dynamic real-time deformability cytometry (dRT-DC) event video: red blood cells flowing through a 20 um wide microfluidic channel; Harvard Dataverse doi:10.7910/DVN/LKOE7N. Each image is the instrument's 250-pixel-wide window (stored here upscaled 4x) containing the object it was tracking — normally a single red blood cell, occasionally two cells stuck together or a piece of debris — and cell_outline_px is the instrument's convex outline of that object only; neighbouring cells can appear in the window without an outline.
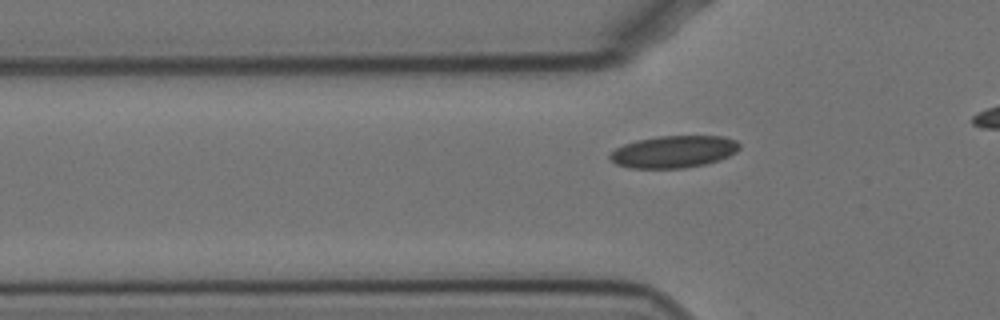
{"species": "Egyptian fruit bat (a non-hibernating species)", "species_latin": "Rousettus aegyptiacus", "temperature_condition": "cold", "stored_images_in_passage": 40, "camera_frame_rate_fps": 3000, "um_per_image_px": 0.085, "animal": {"sex": "female"}, "frame": {"image": 1, "passage_image": 11, "time_ms": 3.333, "image_size_px": [1000, 320], "cell_outline_px": [[740, 148], [736, 152], [728, 156], [704, 164], [684, 168], [628, 168], [616, 164], [608, 156], [616, 148], [624, 144], [636, 140], [660, 136], [724, 136], [736, 140], [740, 144]], "centroid_in_image_um": [57.26, 12.89], "position_along_channel_um": 68.5, "area_um2": 24.16}}
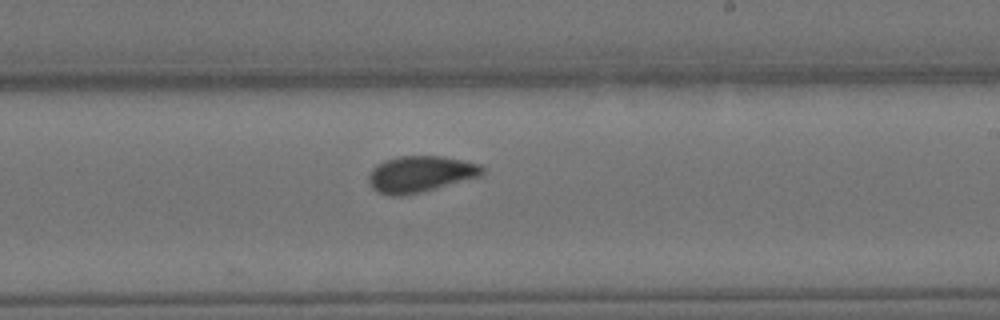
{"frame": {"image": 2, "passage_image": 27, "time_ms": 8.667, "image_size_px": [1000, 320], "cell_outline_px": [[484, 172], [480, 176], [420, 192], [400, 196], [388, 196], [376, 192], [372, 188], [368, 180], [368, 176], [372, 168], [388, 160], [400, 156], [444, 156], [480, 164], [484, 168]], "centroid_in_image_um": [35.71, 14.8], "position_along_channel_um": 253.3, "area_um2": 23.81}}
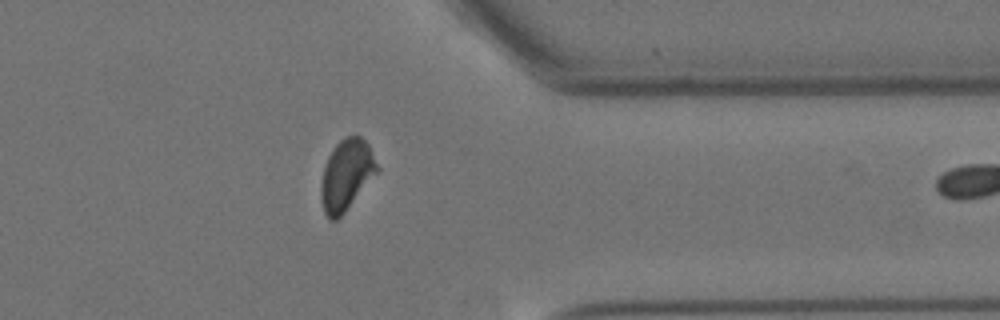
{"frame": {"image": 3, "passage_image": 39, "time_ms": 12.667, "image_size_px": [1000, 320], "cell_outline_px": [[380, 168], [344, 212], [336, 220], [328, 220], [324, 212], [320, 196], [320, 184], [324, 168], [328, 156], [332, 148], [344, 136], [360, 136], [368, 144]], "centroid_in_image_um": [29.42, 14.86], "position_along_channel_um": 382.0, "area_um2": 22.95}}